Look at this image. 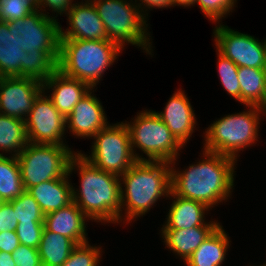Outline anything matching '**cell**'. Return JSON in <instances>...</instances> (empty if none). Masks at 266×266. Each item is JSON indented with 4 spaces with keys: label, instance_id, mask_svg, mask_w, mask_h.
I'll list each match as a JSON object with an SVG mask.
<instances>
[{
    "label": "cell",
    "instance_id": "39",
    "mask_svg": "<svg viewBox=\"0 0 266 266\" xmlns=\"http://www.w3.org/2000/svg\"><path fill=\"white\" fill-rule=\"evenodd\" d=\"M0 266H16L11 253L0 251Z\"/></svg>",
    "mask_w": 266,
    "mask_h": 266
},
{
    "label": "cell",
    "instance_id": "1",
    "mask_svg": "<svg viewBox=\"0 0 266 266\" xmlns=\"http://www.w3.org/2000/svg\"><path fill=\"white\" fill-rule=\"evenodd\" d=\"M8 23L16 37L21 77L43 83L57 70L61 24L39 10Z\"/></svg>",
    "mask_w": 266,
    "mask_h": 266
},
{
    "label": "cell",
    "instance_id": "30",
    "mask_svg": "<svg viewBox=\"0 0 266 266\" xmlns=\"http://www.w3.org/2000/svg\"><path fill=\"white\" fill-rule=\"evenodd\" d=\"M101 249L99 246H91L89 241L78 244L61 266H99L103 252Z\"/></svg>",
    "mask_w": 266,
    "mask_h": 266
},
{
    "label": "cell",
    "instance_id": "18",
    "mask_svg": "<svg viewBox=\"0 0 266 266\" xmlns=\"http://www.w3.org/2000/svg\"><path fill=\"white\" fill-rule=\"evenodd\" d=\"M90 220L74 203L44 216V227L70 238L76 245L88 242L87 222Z\"/></svg>",
    "mask_w": 266,
    "mask_h": 266
},
{
    "label": "cell",
    "instance_id": "21",
    "mask_svg": "<svg viewBox=\"0 0 266 266\" xmlns=\"http://www.w3.org/2000/svg\"><path fill=\"white\" fill-rule=\"evenodd\" d=\"M67 174L63 178L49 180L30 187L27 192L38 202L44 215L68 206L72 200V183Z\"/></svg>",
    "mask_w": 266,
    "mask_h": 266
},
{
    "label": "cell",
    "instance_id": "24",
    "mask_svg": "<svg viewBox=\"0 0 266 266\" xmlns=\"http://www.w3.org/2000/svg\"><path fill=\"white\" fill-rule=\"evenodd\" d=\"M76 244L68 237L43 229L38 252L42 266H61Z\"/></svg>",
    "mask_w": 266,
    "mask_h": 266
},
{
    "label": "cell",
    "instance_id": "26",
    "mask_svg": "<svg viewBox=\"0 0 266 266\" xmlns=\"http://www.w3.org/2000/svg\"><path fill=\"white\" fill-rule=\"evenodd\" d=\"M21 77V66L17 62L16 37L13 27L0 21V77Z\"/></svg>",
    "mask_w": 266,
    "mask_h": 266
},
{
    "label": "cell",
    "instance_id": "41",
    "mask_svg": "<svg viewBox=\"0 0 266 266\" xmlns=\"http://www.w3.org/2000/svg\"><path fill=\"white\" fill-rule=\"evenodd\" d=\"M264 72H265V75H266V57H265V64H264Z\"/></svg>",
    "mask_w": 266,
    "mask_h": 266
},
{
    "label": "cell",
    "instance_id": "12",
    "mask_svg": "<svg viewBox=\"0 0 266 266\" xmlns=\"http://www.w3.org/2000/svg\"><path fill=\"white\" fill-rule=\"evenodd\" d=\"M27 138L33 144L66 145V118L42 91L35 99L25 120Z\"/></svg>",
    "mask_w": 266,
    "mask_h": 266
},
{
    "label": "cell",
    "instance_id": "4",
    "mask_svg": "<svg viewBox=\"0 0 266 266\" xmlns=\"http://www.w3.org/2000/svg\"><path fill=\"white\" fill-rule=\"evenodd\" d=\"M119 178L121 222L131 223L132 220L145 216L159 199H167L171 191V163L136 161Z\"/></svg>",
    "mask_w": 266,
    "mask_h": 266
},
{
    "label": "cell",
    "instance_id": "13",
    "mask_svg": "<svg viewBox=\"0 0 266 266\" xmlns=\"http://www.w3.org/2000/svg\"><path fill=\"white\" fill-rule=\"evenodd\" d=\"M42 82L28 77H0V114L26 120Z\"/></svg>",
    "mask_w": 266,
    "mask_h": 266
},
{
    "label": "cell",
    "instance_id": "33",
    "mask_svg": "<svg viewBox=\"0 0 266 266\" xmlns=\"http://www.w3.org/2000/svg\"><path fill=\"white\" fill-rule=\"evenodd\" d=\"M43 229L44 223H18L15 232L21 245L38 249Z\"/></svg>",
    "mask_w": 266,
    "mask_h": 266
},
{
    "label": "cell",
    "instance_id": "23",
    "mask_svg": "<svg viewBox=\"0 0 266 266\" xmlns=\"http://www.w3.org/2000/svg\"><path fill=\"white\" fill-rule=\"evenodd\" d=\"M240 104L266 109V75L264 69L238 67Z\"/></svg>",
    "mask_w": 266,
    "mask_h": 266
},
{
    "label": "cell",
    "instance_id": "22",
    "mask_svg": "<svg viewBox=\"0 0 266 266\" xmlns=\"http://www.w3.org/2000/svg\"><path fill=\"white\" fill-rule=\"evenodd\" d=\"M230 237L219 225L185 261L186 266H222L230 248Z\"/></svg>",
    "mask_w": 266,
    "mask_h": 266
},
{
    "label": "cell",
    "instance_id": "38",
    "mask_svg": "<svg viewBox=\"0 0 266 266\" xmlns=\"http://www.w3.org/2000/svg\"><path fill=\"white\" fill-rule=\"evenodd\" d=\"M135 2H137L136 4L139 6L145 18H148V9L151 10L155 7H157L158 9L168 7L170 8L171 6L173 7L172 0H139V2L138 0H135Z\"/></svg>",
    "mask_w": 266,
    "mask_h": 266
},
{
    "label": "cell",
    "instance_id": "36",
    "mask_svg": "<svg viewBox=\"0 0 266 266\" xmlns=\"http://www.w3.org/2000/svg\"><path fill=\"white\" fill-rule=\"evenodd\" d=\"M18 225L13 206L10 202L0 204V232L15 231Z\"/></svg>",
    "mask_w": 266,
    "mask_h": 266
},
{
    "label": "cell",
    "instance_id": "15",
    "mask_svg": "<svg viewBox=\"0 0 266 266\" xmlns=\"http://www.w3.org/2000/svg\"><path fill=\"white\" fill-rule=\"evenodd\" d=\"M74 3L67 15L69 27L60 25V39L109 40L103 22L90 0Z\"/></svg>",
    "mask_w": 266,
    "mask_h": 266
},
{
    "label": "cell",
    "instance_id": "17",
    "mask_svg": "<svg viewBox=\"0 0 266 266\" xmlns=\"http://www.w3.org/2000/svg\"><path fill=\"white\" fill-rule=\"evenodd\" d=\"M43 91L49 93L55 108L66 118L73 107L86 95L91 87L75 78L68 77L58 69L42 83ZM50 90V91H48ZM48 91V92H47Z\"/></svg>",
    "mask_w": 266,
    "mask_h": 266
},
{
    "label": "cell",
    "instance_id": "31",
    "mask_svg": "<svg viewBox=\"0 0 266 266\" xmlns=\"http://www.w3.org/2000/svg\"><path fill=\"white\" fill-rule=\"evenodd\" d=\"M37 10V0H0V21H14Z\"/></svg>",
    "mask_w": 266,
    "mask_h": 266
},
{
    "label": "cell",
    "instance_id": "28",
    "mask_svg": "<svg viewBox=\"0 0 266 266\" xmlns=\"http://www.w3.org/2000/svg\"><path fill=\"white\" fill-rule=\"evenodd\" d=\"M18 223H44V214L38 202L25 190L14 200L9 201Z\"/></svg>",
    "mask_w": 266,
    "mask_h": 266
},
{
    "label": "cell",
    "instance_id": "34",
    "mask_svg": "<svg viewBox=\"0 0 266 266\" xmlns=\"http://www.w3.org/2000/svg\"><path fill=\"white\" fill-rule=\"evenodd\" d=\"M16 266H42L38 249L19 245L12 253Z\"/></svg>",
    "mask_w": 266,
    "mask_h": 266
},
{
    "label": "cell",
    "instance_id": "10",
    "mask_svg": "<svg viewBox=\"0 0 266 266\" xmlns=\"http://www.w3.org/2000/svg\"><path fill=\"white\" fill-rule=\"evenodd\" d=\"M93 138L91 154H80L96 168L120 177L137 161L131 149L129 129L124 121L109 124Z\"/></svg>",
    "mask_w": 266,
    "mask_h": 266
},
{
    "label": "cell",
    "instance_id": "35",
    "mask_svg": "<svg viewBox=\"0 0 266 266\" xmlns=\"http://www.w3.org/2000/svg\"><path fill=\"white\" fill-rule=\"evenodd\" d=\"M73 1L74 0H37V6H38V10L40 12H42L46 17L53 18V19L58 21V19H56V18L59 14H60V16L63 14H65V16L68 15L70 9L74 5ZM46 7L47 8L49 7L50 10H52V12L54 11L53 12L54 14L56 12L55 15H57V16H53V17L50 16L49 15L50 13L45 11Z\"/></svg>",
    "mask_w": 266,
    "mask_h": 266
},
{
    "label": "cell",
    "instance_id": "14",
    "mask_svg": "<svg viewBox=\"0 0 266 266\" xmlns=\"http://www.w3.org/2000/svg\"><path fill=\"white\" fill-rule=\"evenodd\" d=\"M94 91L91 88L66 117L67 133L69 130L75 137L93 139L101 129L109 125L104 107L93 94Z\"/></svg>",
    "mask_w": 266,
    "mask_h": 266
},
{
    "label": "cell",
    "instance_id": "11",
    "mask_svg": "<svg viewBox=\"0 0 266 266\" xmlns=\"http://www.w3.org/2000/svg\"><path fill=\"white\" fill-rule=\"evenodd\" d=\"M213 29L216 49L238 67L263 69L266 57V39L260 40L218 23Z\"/></svg>",
    "mask_w": 266,
    "mask_h": 266
},
{
    "label": "cell",
    "instance_id": "20",
    "mask_svg": "<svg viewBox=\"0 0 266 266\" xmlns=\"http://www.w3.org/2000/svg\"><path fill=\"white\" fill-rule=\"evenodd\" d=\"M220 225L218 221L190 229L161 230L165 246L185 262L201 243Z\"/></svg>",
    "mask_w": 266,
    "mask_h": 266
},
{
    "label": "cell",
    "instance_id": "32",
    "mask_svg": "<svg viewBox=\"0 0 266 266\" xmlns=\"http://www.w3.org/2000/svg\"><path fill=\"white\" fill-rule=\"evenodd\" d=\"M196 3L205 17L216 24L234 10L237 0H195Z\"/></svg>",
    "mask_w": 266,
    "mask_h": 266
},
{
    "label": "cell",
    "instance_id": "19",
    "mask_svg": "<svg viewBox=\"0 0 266 266\" xmlns=\"http://www.w3.org/2000/svg\"><path fill=\"white\" fill-rule=\"evenodd\" d=\"M170 197L171 200H174L170 205V209H168V215L161 230L190 229L207 223L205 221V215L207 214L205 213L211 209L205 204L179 197L171 191L168 198Z\"/></svg>",
    "mask_w": 266,
    "mask_h": 266
},
{
    "label": "cell",
    "instance_id": "27",
    "mask_svg": "<svg viewBox=\"0 0 266 266\" xmlns=\"http://www.w3.org/2000/svg\"><path fill=\"white\" fill-rule=\"evenodd\" d=\"M17 157L0 156V196L4 202L14 200L24 192Z\"/></svg>",
    "mask_w": 266,
    "mask_h": 266
},
{
    "label": "cell",
    "instance_id": "42",
    "mask_svg": "<svg viewBox=\"0 0 266 266\" xmlns=\"http://www.w3.org/2000/svg\"><path fill=\"white\" fill-rule=\"evenodd\" d=\"M2 202H4V201L2 200V198H1V196H0V204H1Z\"/></svg>",
    "mask_w": 266,
    "mask_h": 266
},
{
    "label": "cell",
    "instance_id": "6",
    "mask_svg": "<svg viewBox=\"0 0 266 266\" xmlns=\"http://www.w3.org/2000/svg\"><path fill=\"white\" fill-rule=\"evenodd\" d=\"M248 110L228 114L214 121L204 133L203 149L231 157L238 161L242 149L258 141L260 114L266 109L256 105H246Z\"/></svg>",
    "mask_w": 266,
    "mask_h": 266
},
{
    "label": "cell",
    "instance_id": "3",
    "mask_svg": "<svg viewBox=\"0 0 266 266\" xmlns=\"http://www.w3.org/2000/svg\"><path fill=\"white\" fill-rule=\"evenodd\" d=\"M69 162L68 174L79 172V188L72 187V200L94 222L121 223L120 178L91 165L79 151Z\"/></svg>",
    "mask_w": 266,
    "mask_h": 266
},
{
    "label": "cell",
    "instance_id": "2",
    "mask_svg": "<svg viewBox=\"0 0 266 266\" xmlns=\"http://www.w3.org/2000/svg\"><path fill=\"white\" fill-rule=\"evenodd\" d=\"M202 152L203 159L189 164L183 171H177L175 163H171V192L212 209L231 198L237 161L204 149Z\"/></svg>",
    "mask_w": 266,
    "mask_h": 266
},
{
    "label": "cell",
    "instance_id": "7",
    "mask_svg": "<svg viewBox=\"0 0 266 266\" xmlns=\"http://www.w3.org/2000/svg\"><path fill=\"white\" fill-rule=\"evenodd\" d=\"M104 24L107 38L123 50L125 44L152 54V42L148 23L139 6L133 0H90Z\"/></svg>",
    "mask_w": 266,
    "mask_h": 266
},
{
    "label": "cell",
    "instance_id": "29",
    "mask_svg": "<svg viewBox=\"0 0 266 266\" xmlns=\"http://www.w3.org/2000/svg\"><path fill=\"white\" fill-rule=\"evenodd\" d=\"M217 67L220 83L224 90L233 97L236 101L240 102V83L238 79V66L233 63L229 58L221 54L217 49Z\"/></svg>",
    "mask_w": 266,
    "mask_h": 266
},
{
    "label": "cell",
    "instance_id": "37",
    "mask_svg": "<svg viewBox=\"0 0 266 266\" xmlns=\"http://www.w3.org/2000/svg\"><path fill=\"white\" fill-rule=\"evenodd\" d=\"M20 245L15 231L0 232V251L12 253Z\"/></svg>",
    "mask_w": 266,
    "mask_h": 266
},
{
    "label": "cell",
    "instance_id": "5",
    "mask_svg": "<svg viewBox=\"0 0 266 266\" xmlns=\"http://www.w3.org/2000/svg\"><path fill=\"white\" fill-rule=\"evenodd\" d=\"M120 53L122 48L110 40L60 39L57 69L95 89Z\"/></svg>",
    "mask_w": 266,
    "mask_h": 266
},
{
    "label": "cell",
    "instance_id": "8",
    "mask_svg": "<svg viewBox=\"0 0 266 266\" xmlns=\"http://www.w3.org/2000/svg\"><path fill=\"white\" fill-rule=\"evenodd\" d=\"M133 120V122H132ZM130 122L125 121L130 133L131 149L137 161H165L176 163L184 147L170 132L155 111L142 110ZM140 149L147 157L135 150Z\"/></svg>",
    "mask_w": 266,
    "mask_h": 266
},
{
    "label": "cell",
    "instance_id": "25",
    "mask_svg": "<svg viewBox=\"0 0 266 266\" xmlns=\"http://www.w3.org/2000/svg\"><path fill=\"white\" fill-rule=\"evenodd\" d=\"M28 143L25 121L0 114V156L17 157Z\"/></svg>",
    "mask_w": 266,
    "mask_h": 266
},
{
    "label": "cell",
    "instance_id": "16",
    "mask_svg": "<svg viewBox=\"0 0 266 266\" xmlns=\"http://www.w3.org/2000/svg\"><path fill=\"white\" fill-rule=\"evenodd\" d=\"M186 92L180 88L169 98L163 111L155 113L167 125L174 137L183 145L195 131L196 117Z\"/></svg>",
    "mask_w": 266,
    "mask_h": 266
},
{
    "label": "cell",
    "instance_id": "40",
    "mask_svg": "<svg viewBox=\"0 0 266 266\" xmlns=\"http://www.w3.org/2000/svg\"><path fill=\"white\" fill-rule=\"evenodd\" d=\"M173 2V6L175 7L176 5L177 6H183L184 8L185 7H191V6H195V0H172Z\"/></svg>",
    "mask_w": 266,
    "mask_h": 266
},
{
    "label": "cell",
    "instance_id": "9",
    "mask_svg": "<svg viewBox=\"0 0 266 266\" xmlns=\"http://www.w3.org/2000/svg\"><path fill=\"white\" fill-rule=\"evenodd\" d=\"M77 152L67 145L28 143L17 156L24 190L68 174L70 159Z\"/></svg>",
    "mask_w": 266,
    "mask_h": 266
}]
</instances>
